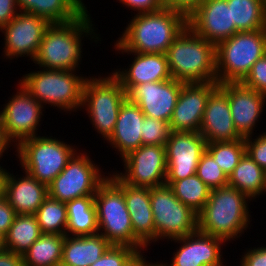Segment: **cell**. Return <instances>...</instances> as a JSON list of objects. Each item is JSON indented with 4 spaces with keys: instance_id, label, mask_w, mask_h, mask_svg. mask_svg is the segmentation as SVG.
Here are the masks:
<instances>
[{
    "instance_id": "cell-1",
    "label": "cell",
    "mask_w": 266,
    "mask_h": 266,
    "mask_svg": "<svg viewBox=\"0 0 266 266\" xmlns=\"http://www.w3.org/2000/svg\"><path fill=\"white\" fill-rule=\"evenodd\" d=\"M186 26L187 17L168 7L137 13L115 46L126 53L166 54L168 47Z\"/></svg>"
},
{
    "instance_id": "cell-2",
    "label": "cell",
    "mask_w": 266,
    "mask_h": 266,
    "mask_svg": "<svg viewBox=\"0 0 266 266\" xmlns=\"http://www.w3.org/2000/svg\"><path fill=\"white\" fill-rule=\"evenodd\" d=\"M166 56L172 79L183 83L217 82L216 45L188 25L168 47Z\"/></svg>"
},
{
    "instance_id": "cell-3",
    "label": "cell",
    "mask_w": 266,
    "mask_h": 266,
    "mask_svg": "<svg viewBox=\"0 0 266 266\" xmlns=\"http://www.w3.org/2000/svg\"><path fill=\"white\" fill-rule=\"evenodd\" d=\"M244 193L226 185L212 189L204 208L198 213V231L225 242L238 237L250 222Z\"/></svg>"
},
{
    "instance_id": "cell-4",
    "label": "cell",
    "mask_w": 266,
    "mask_h": 266,
    "mask_svg": "<svg viewBox=\"0 0 266 266\" xmlns=\"http://www.w3.org/2000/svg\"><path fill=\"white\" fill-rule=\"evenodd\" d=\"M87 9L75 20L51 23L45 30L34 63L47 70H76L81 58V36L92 34Z\"/></svg>"
},
{
    "instance_id": "cell-5",
    "label": "cell",
    "mask_w": 266,
    "mask_h": 266,
    "mask_svg": "<svg viewBox=\"0 0 266 266\" xmlns=\"http://www.w3.org/2000/svg\"><path fill=\"white\" fill-rule=\"evenodd\" d=\"M98 229L111 245H125L137 249L146 246L134 235L130 214L123 194V181L117 176L107 177L94 195ZM140 249V250H139Z\"/></svg>"
},
{
    "instance_id": "cell-6",
    "label": "cell",
    "mask_w": 266,
    "mask_h": 266,
    "mask_svg": "<svg viewBox=\"0 0 266 266\" xmlns=\"http://www.w3.org/2000/svg\"><path fill=\"white\" fill-rule=\"evenodd\" d=\"M265 54L266 29L239 31L221 41L216 45L218 84L242 82L253 64Z\"/></svg>"
},
{
    "instance_id": "cell-7",
    "label": "cell",
    "mask_w": 266,
    "mask_h": 266,
    "mask_svg": "<svg viewBox=\"0 0 266 266\" xmlns=\"http://www.w3.org/2000/svg\"><path fill=\"white\" fill-rule=\"evenodd\" d=\"M45 70L26 74L20 83L40 104L66 111L82 106L87 78L74 75L75 70Z\"/></svg>"
},
{
    "instance_id": "cell-8",
    "label": "cell",
    "mask_w": 266,
    "mask_h": 266,
    "mask_svg": "<svg viewBox=\"0 0 266 266\" xmlns=\"http://www.w3.org/2000/svg\"><path fill=\"white\" fill-rule=\"evenodd\" d=\"M17 148L24 171L47 186L75 154L72 146L51 137L27 138L22 140Z\"/></svg>"
},
{
    "instance_id": "cell-9",
    "label": "cell",
    "mask_w": 266,
    "mask_h": 266,
    "mask_svg": "<svg viewBox=\"0 0 266 266\" xmlns=\"http://www.w3.org/2000/svg\"><path fill=\"white\" fill-rule=\"evenodd\" d=\"M126 99V91L113 74L102 79L87 78L84 84L82 107L87 106L94 128L106 140L113 133L119 109Z\"/></svg>"
},
{
    "instance_id": "cell-10",
    "label": "cell",
    "mask_w": 266,
    "mask_h": 266,
    "mask_svg": "<svg viewBox=\"0 0 266 266\" xmlns=\"http://www.w3.org/2000/svg\"><path fill=\"white\" fill-rule=\"evenodd\" d=\"M150 201L158 238L176 239L198 231V213L179 201L168 185L150 188Z\"/></svg>"
},
{
    "instance_id": "cell-11",
    "label": "cell",
    "mask_w": 266,
    "mask_h": 266,
    "mask_svg": "<svg viewBox=\"0 0 266 266\" xmlns=\"http://www.w3.org/2000/svg\"><path fill=\"white\" fill-rule=\"evenodd\" d=\"M75 153L66 167L48 185V195L62 203L85 196H94L107 179L85 154Z\"/></svg>"
},
{
    "instance_id": "cell-12",
    "label": "cell",
    "mask_w": 266,
    "mask_h": 266,
    "mask_svg": "<svg viewBox=\"0 0 266 266\" xmlns=\"http://www.w3.org/2000/svg\"><path fill=\"white\" fill-rule=\"evenodd\" d=\"M19 86V92L17 91L0 112L1 137L7 146L11 140L18 139L19 144L24 139L37 136L35 130L42 115L43 105L21 83Z\"/></svg>"
},
{
    "instance_id": "cell-13",
    "label": "cell",
    "mask_w": 266,
    "mask_h": 266,
    "mask_svg": "<svg viewBox=\"0 0 266 266\" xmlns=\"http://www.w3.org/2000/svg\"><path fill=\"white\" fill-rule=\"evenodd\" d=\"M124 174H116L124 183L153 188L165 185L167 159L165 146L142 145L123 158Z\"/></svg>"
},
{
    "instance_id": "cell-14",
    "label": "cell",
    "mask_w": 266,
    "mask_h": 266,
    "mask_svg": "<svg viewBox=\"0 0 266 266\" xmlns=\"http://www.w3.org/2000/svg\"><path fill=\"white\" fill-rule=\"evenodd\" d=\"M205 150L206 140L200 133L171 131L165 144V181H177L196 174L198 162Z\"/></svg>"
},
{
    "instance_id": "cell-15",
    "label": "cell",
    "mask_w": 266,
    "mask_h": 266,
    "mask_svg": "<svg viewBox=\"0 0 266 266\" xmlns=\"http://www.w3.org/2000/svg\"><path fill=\"white\" fill-rule=\"evenodd\" d=\"M183 82L175 79L134 86L127 98L137 104L146 117L170 122Z\"/></svg>"
},
{
    "instance_id": "cell-16",
    "label": "cell",
    "mask_w": 266,
    "mask_h": 266,
    "mask_svg": "<svg viewBox=\"0 0 266 266\" xmlns=\"http://www.w3.org/2000/svg\"><path fill=\"white\" fill-rule=\"evenodd\" d=\"M49 25L50 23L43 17L20 11L0 29L5 33V55L13 58L12 56L27 54L34 60Z\"/></svg>"
},
{
    "instance_id": "cell-17",
    "label": "cell",
    "mask_w": 266,
    "mask_h": 266,
    "mask_svg": "<svg viewBox=\"0 0 266 266\" xmlns=\"http://www.w3.org/2000/svg\"><path fill=\"white\" fill-rule=\"evenodd\" d=\"M187 25L200 37L217 45L239 32L232 22L227 0H206L187 18Z\"/></svg>"
},
{
    "instance_id": "cell-18",
    "label": "cell",
    "mask_w": 266,
    "mask_h": 266,
    "mask_svg": "<svg viewBox=\"0 0 266 266\" xmlns=\"http://www.w3.org/2000/svg\"><path fill=\"white\" fill-rule=\"evenodd\" d=\"M218 82L184 83L169 122L171 131L200 132L209 95Z\"/></svg>"
},
{
    "instance_id": "cell-19",
    "label": "cell",
    "mask_w": 266,
    "mask_h": 266,
    "mask_svg": "<svg viewBox=\"0 0 266 266\" xmlns=\"http://www.w3.org/2000/svg\"><path fill=\"white\" fill-rule=\"evenodd\" d=\"M227 96L234 126L242 138L252 135L253 127L263 111L266 95L242 82H227L218 86Z\"/></svg>"
},
{
    "instance_id": "cell-20",
    "label": "cell",
    "mask_w": 266,
    "mask_h": 266,
    "mask_svg": "<svg viewBox=\"0 0 266 266\" xmlns=\"http://www.w3.org/2000/svg\"><path fill=\"white\" fill-rule=\"evenodd\" d=\"M199 133L205 138L206 143L242 139L233 123L228 96L219 87L207 99Z\"/></svg>"
},
{
    "instance_id": "cell-21",
    "label": "cell",
    "mask_w": 266,
    "mask_h": 266,
    "mask_svg": "<svg viewBox=\"0 0 266 266\" xmlns=\"http://www.w3.org/2000/svg\"><path fill=\"white\" fill-rule=\"evenodd\" d=\"M173 240L182 241L183 245L175 253L171 266H223L220 255L223 239L196 231Z\"/></svg>"
},
{
    "instance_id": "cell-22",
    "label": "cell",
    "mask_w": 266,
    "mask_h": 266,
    "mask_svg": "<svg viewBox=\"0 0 266 266\" xmlns=\"http://www.w3.org/2000/svg\"><path fill=\"white\" fill-rule=\"evenodd\" d=\"M135 53L134 62L129 71L112 73L121 83L126 93L134 86L143 83L166 81L171 79L166 54L163 53Z\"/></svg>"
},
{
    "instance_id": "cell-23",
    "label": "cell",
    "mask_w": 266,
    "mask_h": 266,
    "mask_svg": "<svg viewBox=\"0 0 266 266\" xmlns=\"http://www.w3.org/2000/svg\"><path fill=\"white\" fill-rule=\"evenodd\" d=\"M144 117L139 106L128 98L122 103L113 133L107 140L120 151L122 158L143 145L141 131Z\"/></svg>"
},
{
    "instance_id": "cell-24",
    "label": "cell",
    "mask_w": 266,
    "mask_h": 266,
    "mask_svg": "<svg viewBox=\"0 0 266 266\" xmlns=\"http://www.w3.org/2000/svg\"><path fill=\"white\" fill-rule=\"evenodd\" d=\"M25 175L17 180L14 175L7 174L5 198L16 214L34 215L48 196V186L27 172Z\"/></svg>"
},
{
    "instance_id": "cell-25",
    "label": "cell",
    "mask_w": 266,
    "mask_h": 266,
    "mask_svg": "<svg viewBox=\"0 0 266 266\" xmlns=\"http://www.w3.org/2000/svg\"><path fill=\"white\" fill-rule=\"evenodd\" d=\"M123 194L133 233L147 247L148 243L155 239L150 188L131 186L123 182Z\"/></svg>"
},
{
    "instance_id": "cell-26",
    "label": "cell",
    "mask_w": 266,
    "mask_h": 266,
    "mask_svg": "<svg viewBox=\"0 0 266 266\" xmlns=\"http://www.w3.org/2000/svg\"><path fill=\"white\" fill-rule=\"evenodd\" d=\"M65 235L60 266H90L111 246L100 234L91 236Z\"/></svg>"
},
{
    "instance_id": "cell-27",
    "label": "cell",
    "mask_w": 266,
    "mask_h": 266,
    "mask_svg": "<svg viewBox=\"0 0 266 266\" xmlns=\"http://www.w3.org/2000/svg\"><path fill=\"white\" fill-rule=\"evenodd\" d=\"M21 12L45 18L51 23H67L78 18L86 7L82 0H16Z\"/></svg>"
},
{
    "instance_id": "cell-28",
    "label": "cell",
    "mask_w": 266,
    "mask_h": 266,
    "mask_svg": "<svg viewBox=\"0 0 266 266\" xmlns=\"http://www.w3.org/2000/svg\"><path fill=\"white\" fill-rule=\"evenodd\" d=\"M68 232L72 236H91L99 233L94 196L73 199L66 203ZM74 234V235H73Z\"/></svg>"
},
{
    "instance_id": "cell-29",
    "label": "cell",
    "mask_w": 266,
    "mask_h": 266,
    "mask_svg": "<svg viewBox=\"0 0 266 266\" xmlns=\"http://www.w3.org/2000/svg\"><path fill=\"white\" fill-rule=\"evenodd\" d=\"M228 185L244 193L249 199L266 189V172L245 153L228 177Z\"/></svg>"
},
{
    "instance_id": "cell-30",
    "label": "cell",
    "mask_w": 266,
    "mask_h": 266,
    "mask_svg": "<svg viewBox=\"0 0 266 266\" xmlns=\"http://www.w3.org/2000/svg\"><path fill=\"white\" fill-rule=\"evenodd\" d=\"M65 235L42 234L22 255L23 266H60Z\"/></svg>"
},
{
    "instance_id": "cell-31",
    "label": "cell",
    "mask_w": 266,
    "mask_h": 266,
    "mask_svg": "<svg viewBox=\"0 0 266 266\" xmlns=\"http://www.w3.org/2000/svg\"><path fill=\"white\" fill-rule=\"evenodd\" d=\"M42 235L36 216L16 214L5 237L6 250L23 255Z\"/></svg>"
},
{
    "instance_id": "cell-32",
    "label": "cell",
    "mask_w": 266,
    "mask_h": 266,
    "mask_svg": "<svg viewBox=\"0 0 266 266\" xmlns=\"http://www.w3.org/2000/svg\"><path fill=\"white\" fill-rule=\"evenodd\" d=\"M227 3L238 31L266 29L265 0H227Z\"/></svg>"
},
{
    "instance_id": "cell-33",
    "label": "cell",
    "mask_w": 266,
    "mask_h": 266,
    "mask_svg": "<svg viewBox=\"0 0 266 266\" xmlns=\"http://www.w3.org/2000/svg\"><path fill=\"white\" fill-rule=\"evenodd\" d=\"M175 197L199 213L208 201L211 189L196 175L177 181H165Z\"/></svg>"
},
{
    "instance_id": "cell-34",
    "label": "cell",
    "mask_w": 266,
    "mask_h": 266,
    "mask_svg": "<svg viewBox=\"0 0 266 266\" xmlns=\"http://www.w3.org/2000/svg\"><path fill=\"white\" fill-rule=\"evenodd\" d=\"M34 215L42 234L66 235L68 223L66 203L48 195Z\"/></svg>"
},
{
    "instance_id": "cell-35",
    "label": "cell",
    "mask_w": 266,
    "mask_h": 266,
    "mask_svg": "<svg viewBox=\"0 0 266 266\" xmlns=\"http://www.w3.org/2000/svg\"><path fill=\"white\" fill-rule=\"evenodd\" d=\"M220 166L227 177L234 171L246 153L244 138L232 142L206 143L205 150Z\"/></svg>"
},
{
    "instance_id": "cell-36",
    "label": "cell",
    "mask_w": 266,
    "mask_h": 266,
    "mask_svg": "<svg viewBox=\"0 0 266 266\" xmlns=\"http://www.w3.org/2000/svg\"><path fill=\"white\" fill-rule=\"evenodd\" d=\"M196 175L212 190L228 185V177L205 151L198 162Z\"/></svg>"
},
{
    "instance_id": "cell-37",
    "label": "cell",
    "mask_w": 266,
    "mask_h": 266,
    "mask_svg": "<svg viewBox=\"0 0 266 266\" xmlns=\"http://www.w3.org/2000/svg\"><path fill=\"white\" fill-rule=\"evenodd\" d=\"M141 132L143 145L165 146L171 130L168 122L145 116Z\"/></svg>"
},
{
    "instance_id": "cell-38",
    "label": "cell",
    "mask_w": 266,
    "mask_h": 266,
    "mask_svg": "<svg viewBox=\"0 0 266 266\" xmlns=\"http://www.w3.org/2000/svg\"><path fill=\"white\" fill-rule=\"evenodd\" d=\"M140 252L130 246L111 245L108 250L90 266H128Z\"/></svg>"
},
{
    "instance_id": "cell-39",
    "label": "cell",
    "mask_w": 266,
    "mask_h": 266,
    "mask_svg": "<svg viewBox=\"0 0 266 266\" xmlns=\"http://www.w3.org/2000/svg\"><path fill=\"white\" fill-rule=\"evenodd\" d=\"M242 83L259 93L266 95V54L259 58Z\"/></svg>"
},
{
    "instance_id": "cell-40",
    "label": "cell",
    "mask_w": 266,
    "mask_h": 266,
    "mask_svg": "<svg viewBox=\"0 0 266 266\" xmlns=\"http://www.w3.org/2000/svg\"><path fill=\"white\" fill-rule=\"evenodd\" d=\"M250 138H244L246 153L266 172V132L253 139V142Z\"/></svg>"
},
{
    "instance_id": "cell-41",
    "label": "cell",
    "mask_w": 266,
    "mask_h": 266,
    "mask_svg": "<svg viewBox=\"0 0 266 266\" xmlns=\"http://www.w3.org/2000/svg\"><path fill=\"white\" fill-rule=\"evenodd\" d=\"M206 0H162L164 7L183 13L187 18Z\"/></svg>"
},
{
    "instance_id": "cell-42",
    "label": "cell",
    "mask_w": 266,
    "mask_h": 266,
    "mask_svg": "<svg viewBox=\"0 0 266 266\" xmlns=\"http://www.w3.org/2000/svg\"><path fill=\"white\" fill-rule=\"evenodd\" d=\"M16 216L14 208L5 197L0 199V234L5 236Z\"/></svg>"
},
{
    "instance_id": "cell-43",
    "label": "cell",
    "mask_w": 266,
    "mask_h": 266,
    "mask_svg": "<svg viewBox=\"0 0 266 266\" xmlns=\"http://www.w3.org/2000/svg\"><path fill=\"white\" fill-rule=\"evenodd\" d=\"M119 1L130 8L138 10L139 14L158 11L164 7L162 0H119Z\"/></svg>"
},
{
    "instance_id": "cell-44",
    "label": "cell",
    "mask_w": 266,
    "mask_h": 266,
    "mask_svg": "<svg viewBox=\"0 0 266 266\" xmlns=\"http://www.w3.org/2000/svg\"><path fill=\"white\" fill-rule=\"evenodd\" d=\"M240 263V266H266V247L249 250Z\"/></svg>"
},
{
    "instance_id": "cell-45",
    "label": "cell",
    "mask_w": 266,
    "mask_h": 266,
    "mask_svg": "<svg viewBox=\"0 0 266 266\" xmlns=\"http://www.w3.org/2000/svg\"><path fill=\"white\" fill-rule=\"evenodd\" d=\"M16 0H0V29L8 24L18 13ZM16 12V13H15Z\"/></svg>"
},
{
    "instance_id": "cell-46",
    "label": "cell",
    "mask_w": 266,
    "mask_h": 266,
    "mask_svg": "<svg viewBox=\"0 0 266 266\" xmlns=\"http://www.w3.org/2000/svg\"><path fill=\"white\" fill-rule=\"evenodd\" d=\"M0 266H23V257L20 254L4 250L0 252Z\"/></svg>"
},
{
    "instance_id": "cell-47",
    "label": "cell",
    "mask_w": 266,
    "mask_h": 266,
    "mask_svg": "<svg viewBox=\"0 0 266 266\" xmlns=\"http://www.w3.org/2000/svg\"><path fill=\"white\" fill-rule=\"evenodd\" d=\"M146 262L145 258H143L142 254L140 253L132 262L131 266H164V264H150Z\"/></svg>"
},
{
    "instance_id": "cell-48",
    "label": "cell",
    "mask_w": 266,
    "mask_h": 266,
    "mask_svg": "<svg viewBox=\"0 0 266 266\" xmlns=\"http://www.w3.org/2000/svg\"><path fill=\"white\" fill-rule=\"evenodd\" d=\"M8 172L0 166V199L5 197V183Z\"/></svg>"
},
{
    "instance_id": "cell-49",
    "label": "cell",
    "mask_w": 266,
    "mask_h": 266,
    "mask_svg": "<svg viewBox=\"0 0 266 266\" xmlns=\"http://www.w3.org/2000/svg\"><path fill=\"white\" fill-rule=\"evenodd\" d=\"M6 250V247H5V237L0 234V252Z\"/></svg>"
},
{
    "instance_id": "cell-50",
    "label": "cell",
    "mask_w": 266,
    "mask_h": 266,
    "mask_svg": "<svg viewBox=\"0 0 266 266\" xmlns=\"http://www.w3.org/2000/svg\"><path fill=\"white\" fill-rule=\"evenodd\" d=\"M8 146L3 142L2 137H0V157L3 155L4 150H6Z\"/></svg>"
}]
</instances>
